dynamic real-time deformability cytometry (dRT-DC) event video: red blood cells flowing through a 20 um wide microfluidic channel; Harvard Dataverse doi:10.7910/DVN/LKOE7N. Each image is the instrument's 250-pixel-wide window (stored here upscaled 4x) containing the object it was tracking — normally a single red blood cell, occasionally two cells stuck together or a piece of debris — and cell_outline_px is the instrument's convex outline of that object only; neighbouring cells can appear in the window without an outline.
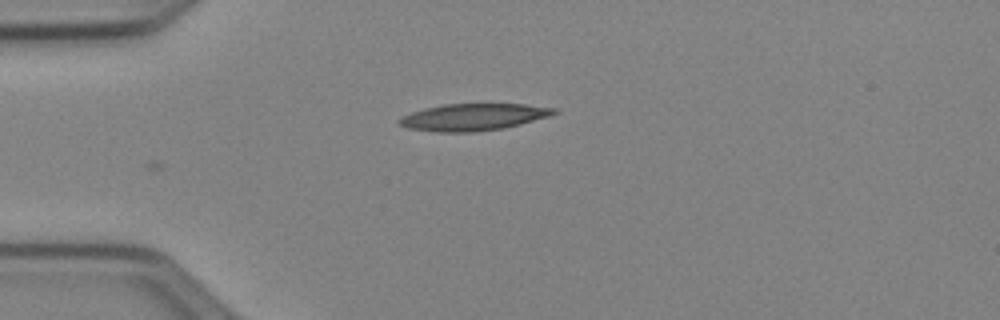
{"species": "Egyptian fruit bat (a non-hibernating species)", "species_latin": "Rousettus aegyptiacus", "temperature_condition": "cold", "stored_images_in_passage": 10, "camera_frame_rate_fps": 3000, "um_per_image_px": 0.085, "animal": {"sex": "female"}, "frame": {"image": 1, "passage_image": 1, "time_ms": 0.0, "image_size_px": [1000, 320], "cell_outline_px": [[560, 112], [548, 116], [520, 124], [504, 128], [476, 132], [436, 132], [408, 128], [400, 124], [396, 120], [412, 112], [424, 108], [444, 104], [524, 104], [556, 108]], "centroid_in_image_um": [40.24, 9.95], "position_along_channel_um": 44.8, "area_um2": 24.22}}
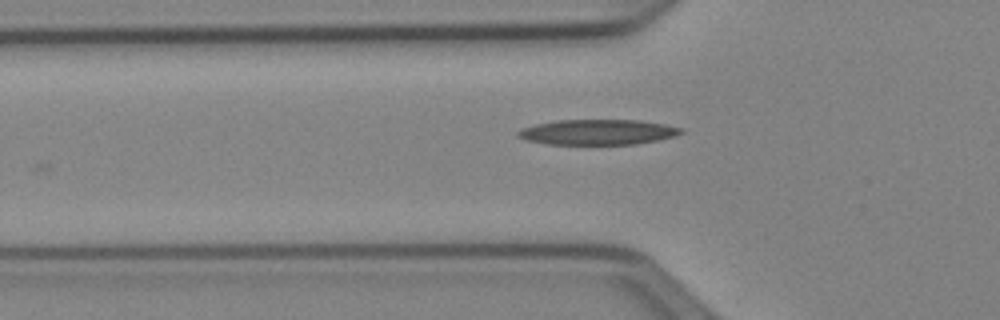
{"frame": {"image": 2, "passage_image": 5, "time_ms": 1.333, "image_size_px": [1000, 320], "cell_outline_px": [[684, 132], [672, 136], [656, 140], [636, 144], [548, 144], [528, 140], [516, 136], [516, 132], [520, 128], [536, 124], [556, 120], [640, 120], [664, 124], [684, 128]], "centroid_in_image_um": [50.78, 11.22], "position_along_channel_um": 75.0, "area_um2": 23.99}}